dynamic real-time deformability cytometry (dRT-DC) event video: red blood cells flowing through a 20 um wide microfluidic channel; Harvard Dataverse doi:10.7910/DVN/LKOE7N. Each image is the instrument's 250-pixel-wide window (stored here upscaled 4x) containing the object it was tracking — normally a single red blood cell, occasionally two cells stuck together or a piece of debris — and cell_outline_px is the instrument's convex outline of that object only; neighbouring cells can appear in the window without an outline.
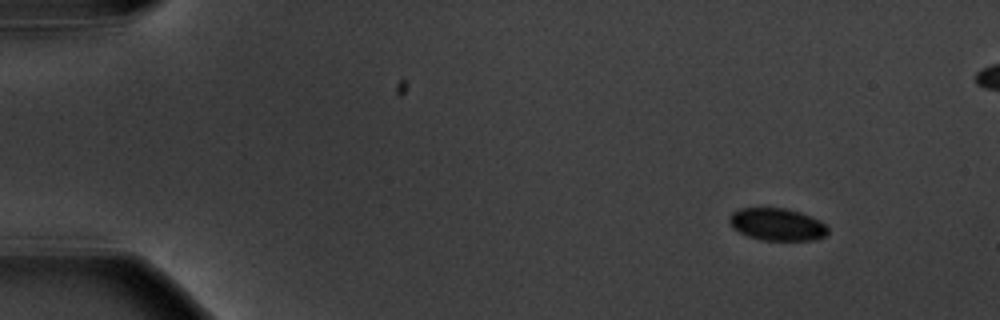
{"species": "common noctule bat (a hibernating species)", "species_latin": "Nyctalus noctula", "temperature_condition": "warm", "stored_images_in_passage": 5, "camera_frame_rate_fps": 3000, "um_per_image_px": 0.085, "animal": {"sex": "male", "body_mass_g": 20.1, "forearm_length_mm": 53.5}, "frame": {"image": 1, "passage_image": 1, "time_ms": 0.0, "image_size_px": [1000, 320], "cell_outline_px": [[828, 232], [824, 236], [816, 240], [764, 240], [748, 236], [732, 228], [728, 220], [728, 216], [732, 212], [740, 208], [784, 208], [800, 212], [820, 220], [828, 228]], "centroid_in_image_um": [66.03, 19.07], "position_along_channel_um": 19.0, "area_um2": 18.61}}